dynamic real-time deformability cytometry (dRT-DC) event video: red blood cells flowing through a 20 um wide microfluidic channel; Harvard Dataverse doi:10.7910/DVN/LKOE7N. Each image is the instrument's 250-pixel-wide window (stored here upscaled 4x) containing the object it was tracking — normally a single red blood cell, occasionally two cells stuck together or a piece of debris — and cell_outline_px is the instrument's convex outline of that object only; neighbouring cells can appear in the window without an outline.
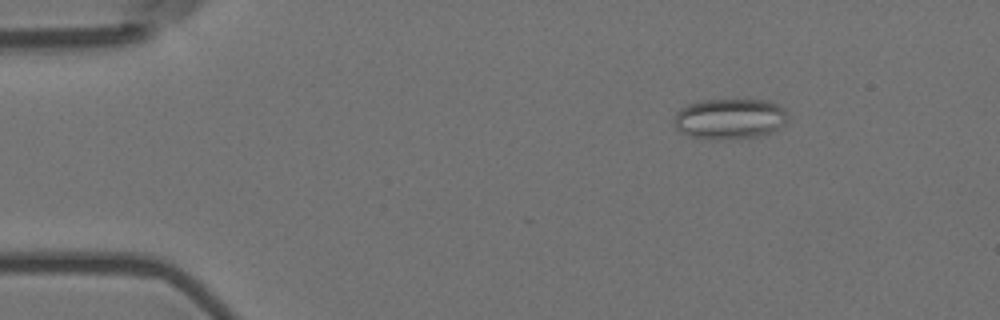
{"species": "Egyptian fruit bat (a non-hibernating species)", "species_latin": "Rousettus aegyptiacus", "temperature_condition": "room temperature", "stored_images_in_passage": 15, "segment_of_instrument_passage": [1, 2], "camera_frame_rate_fps": 3000, "um_per_image_px": 0.085, "animal": {"sex": "female"}, "frame": {"image": 1, "passage_image": 3, "time_ms": 0.667, "image_size_px": [1000, 320], "cell_outline_px": [[788, 120], [776, 132], [756, 136], [720, 140], [688, 136], [680, 132], [676, 128], [672, 120], [676, 112], [680, 108], [688, 104], [704, 100], [768, 100], [784, 108], [788, 116]], "centroid_in_image_um": [62.02, 10.1], "position_along_channel_um": 23.0, "area_um2": 27.22}}